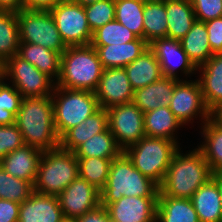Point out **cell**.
<instances>
[{"mask_svg": "<svg viewBox=\"0 0 222 222\" xmlns=\"http://www.w3.org/2000/svg\"><path fill=\"white\" fill-rule=\"evenodd\" d=\"M134 90L124 68H104L95 95L100 108L130 103Z\"/></svg>", "mask_w": 222, "mask_h": 222, "instance_id": "obj_14", "label": "cell"}, {"mask_svg": "<svg viewBox=\"0 0 222 222\" xmlns=\"http://www.w3.org/2000/svg\"><path fill=\"white\" fill-rule=\"evenodd\" d=\"M108 128V115L104 108H99L79 125L67 130L59 138V147L73 152L90 137L104 132Z\"/></svg>", "mask_w": 222, "mask_h": 222, "instance_id": "obj_22", "label": "cell"}, {"mask_svg": "<svg viewBox=\"0 0 222 222\" xmlns=\"http://www.w3.org/2000/svg\"><path fill=\"white\" fill-rule=\"evenodd\" d=\"M124 69L134 91L146 87L163 76L160 64L150 48L125 66Z\"/></svg>", "mask_w": 222, "mask_h": 222, "instance_id": "obj_25", "label": "cell"}, {"mask_svg": "<svg viewBox=\"0 0 222 222\" xmlns=\"http://www.w3.org/2000/svg\"><path fill=\"white\" fill-rule=\"evenodd\" d=\"M20 203L0 199V222H18Z\"/></svg>", "mask_w": 222, "mask_h": 222, "instance_id": "obj_43", "label": "cell"}, {"mask_svg": "<svg viewBox=\"0 0 222 222\" xmlns=\"http://www.w3.org/2000/svg\"><path fill=\"white\" fill-rule=\"evenodd\" d=\"M137 36L120 22L114 20L93 32L92 46L124 44L135 40Z\"/></svg>", "mask_w": 222, "mask_h": 222, "instance_id": "obj_36", "label": "cell"}, {"mask_svg": "<svg viewBox=\"0 0 222 222\" xmlns=\"http://www.w3.org/2000/svg\"><path fill=\"white\" fill-rule=\"evenodd\" d=\"M123 150L118 146L115 137L107 128L79 145L74 151L76 158H116Z\"/></svg>", "mask_w": 222, "mask_h": 222, "instance_id": "obj_31", "label": "cell"}, {"mask_svg": "<svg viewBox=\"0 0 222 222\" xmlns=\"http://www.w3.org/2000/svg\"><path fill=\"white\" fill-rule=\"evenodd\" d=\"M71 1H73L74 3H77L79 5H82V6H86V5L95 3L100 0H71Z\"/></svg>", "mask_w": 222, "mask_h": 222, "instance_id": "obj_49", "label": "cell"}, {"mask_svg": "<svg viewBox=\"0 0 222 222\" xmlns=\"http://www.w3.org/2000/svg\"><path fill=\"white\" fill-rule=\"evenodd\" d=\"M78 177V160L73 152L60 147L43 151L38 166L34 191L58 196Z\"/></svg>", "mask_w": 222, "mask_h": 222, "instance_id": "obj_5", "label": "cell"}, {"mask_svg": "<svg viewBox=\"0 0 222 222\" xmlns=\"http://www.w3.org/2000/svg\"><path fill=\"white\" fill-rule=\"evenodd\" d=\"M84 10L92 33L115 20V0H100L84 6Z\"/></svg>", "mask_w": 222, "mask_h": 222, "instance_id": "obj_39", "label": "cell"}, {"mask_svg": "<svg viewBox=\"0 0 222 222\" xmlns=\"http://www.w3.org/2000/svg\"><path fill=\"white\" fill-rule=\"evenodd\" d=\"M34 191V186L20 178L11 176L0 166V199L22 203Z\"/></svg>", "mask_w": 222, "mask_h": 222, "instance_id": "obj_37", "label": "cell"}, {"mask_svg": "<svg viewBox=\"0 0 222 222\" xmlns=\"http://www.w3.org/2000/svg\"><path fill=\"white\" fill-rule=\"evenodd\" d=\"M19 43L17 12L0 10V58L6 62L18 54Z\"/></svg>", "mask_w": 222, "mask_h": 222, "instance_id": "obj_33", "label": "cell"}, {"mask_svg": "<svg viewBox=\"0 0 222 222\" xmlns=\"http://www.w3.org/2000/svg\"><path fill=\"white\" fill-rule=\"evenodd\" d=\"M197 71L201 73L197 80L201 86L204 101L212 113L222 104V54H214L206 63L198 67Z\"/></svg>", "mask_w": 222, "mask_h": 222, "instance_id": "obj_19", "label": "cell"}, {"mask_svg": "<svg viewBox=\"0 0 222 222\" xmlns=\"http://www.w3.org/2000/svg\"><path fill=\"white\" fill-rule=\"evenodd\" d=\"M212 54H222V17L205 22Z\"/></svg>", "mask_w": 222, "mask_h": 222, "instance_id": "obj_42", "label": "cell"}, {"mask_svg": "<svg viewBox=\"0 0 222 222\" xmlns=\"http://www.w3.org/2000/svg\"><path fill=\"white\" fill-rule=\"evenodd\" d=\"M183 124L169 107H159L144 113V131L148 137L165 138L177 142L175 130Z\"/></svg>", "mask_w": 222, "mask_h": 222, "instance_id": "obj_27", "label": "cell"}, {"mask_svg": "<svg viewBox=\"0 0 222 222\" xmlns=\"http://www.w3.org/2000/svg\"><path fill=\"white\" fill-rule=\"evenodd\" d=\"M143 16L144 40L148 44L154 39L167 38L166 0L146 1Z\"/></svg>", "mask_w": 222, "mask_h": 222, "instance_id": "obj_32", "label": "cell"}, {"mask_svg": "<svg viewBox=\"0 0 222 222\" xmlns=\"http://www.w3.org/2000/svg\"><path fill=\"white\" fill-rule=\"evenodd\" d=\"M24 9V0H0V10L18 12Z\"/></svg>", "mask_w": 222, "mask_h": 222, "instance_id": "obj_46", "label": "cell"}, {"mask_svg": "<svg viewBox=\"0 0 222 222\" xmlns=\"http://www.w3.org/2000/svg\"><path fill=\"white\" fill-rule=\"evenodd\" d=\"M63 222H76L75 220L65 219Z\"/></svg>", "mask_w": 222, "mask_h": 222, "instance_id": "obj_51", "label": "cell"}, {"mask_svg": "<svg viewBox=\"0 0 222 222\" xmlns=\"http://www.w3.org/2000/svg\"><path fill=\"white\" fill-rule=\"evenodd\" d=\"M180 42L183 50L197 68L213 56L205 22L196 20Z\"/></svg>", "mask_w": 222, "mask_h": 222, "instance_id": "obj_28", "label": "cell"}, {"mask_svg": "<svg viewBox=\"0 0 222 222\" xmlns=\"http://www.w3.org/2000/svg\"><path fill=\"white\" fill-rule=\"evenodd\" d=\"M158 197H121L106 208L112 222H156Z\"/></svg>", "mask_w": 222, "mask_h": 222, "instance_id": "obj_16", "label": "cell"}, {"mask_svg": "<svg viewBox=\"0 0 222 222\" xmlns=\"http://www.w3.org/2000/svg\"><path fill=\"white\" fill-rule=\"evenodd\" d=\"M199 222H222V203L218 188L210 178L191 197Z\"/></svg>", "mask_w": 222, "mask_h": 222, "instance_id": "obj_23", "label": "cell"}, {"mask_svg": "<svg viewBox=\"0 0 222 222\" xmlns=\"http://www.w3.org/2000/svg\"><path fill=\"white\" fill-rule=\"evenodd\" d=\"M159 185L138 171L122 152L112 160L105 188L100 192L101 204H111L121 197H158Z\"/></svg>", "mask_w": 222, "mask_h": 222, "instance_id": "obj_4", "label": "cell"}, {"mask_svg": "<svg viewBox=\"0 0 222 222\" xmlns=\"http://www.w3.org/2000/svg\"><path fill=\"white\" fill-rule=\"evenodd\" d=\"M156 222H199L190 199L158 196Z\"/></svg>", "mask_w": 222, "mask_h": 222, "instance_id": "obj_30", "label": "cell"}, {"mask_svg": "<svg viewBox=\"0 0 222 222\" xmlns=\"http://www.w3.org/2000/svg\"><path fill=\"white\" fill-rule=\"evenodd\" d=\"M108 129L124 151L145 135L144 113L133 103H125L106 109Z\"/></svg>", "mask_w": 222, "mask_h": 222, "instance_id": "obj_11", "label": "cell"}, {"mask_svg": "<svg viewBox=\"0 0 222 222\" xmlns=\"http://www.w3.org/2000/svg\"><path fill=\"white\" fill-rule=\"evenodd\" d=\"M204 141L198 149L212 172H222V123L212 116L202 125Z\"/></svg>", "mask_w": 222, "mask_h": 222, "instance_id": "obj_29", "label": "cell"}, {"mask_svg": "<svg viewBox=\"0 0 222 222\" xmlns=\"http://www.w3.org/2000/svg\"><path fill=\"white\" fill-rule=\"evenodd\" d=\"M57 197L65 219L75 220L101 205L100 191L80 177Z\"/></svg>", "mask_w": 222, "mask_h": 222, "instance_id": "obj_13", "label": "cell"}, {"mask_svg": "<svg viewBox=\"0 0 222 222\" xmlns=\"http://www.w3.org/2000/svg\"><path fill=\"white\" fill-rule=\"evenodd\" d=\"M149 48L155 54L160 64L161 72L165 77L179 80L177 75L179 67L186 77L194 74L198 69L183 50L180 40L170 38L154 39L149 43Z\"/></svg>", "mask_w": 222, "mask_h": 222, "instance_id": "obj_15", "label": "cell"}, {"mask_svg": "<svg viewBox=\"0 0 222 222\" xmlns=\"http://www.w3.org/2000/svg\"><path fill=\"white\" fill-rule=\"evenodd\" d=\"M24 145L21 131L16 124L0 125V159Z\"/></svg>", "mask_w": 222, "mask_h": 222, "instance_id": "obj_40", "label": "cell"}, {"mask_svg": "<svg viewBox=\"0 0 222 222\" xmlns=\"http://www.w3.org/2000/svg\"><path fill=\"white\" fill-rule=\"evenodd\" d=\"M4 67L5 62L0 58V81L4 80Z\"/></svg>", "mask_w": 222, "mask_h": 222, "instance_id": "obj_50", "label": "cell"}, {"mask_svg": "<svg viewBox=\"0 0 222 222\" xmlns=\"http://www.w3.org/2000/svg\"><path fill=\"white\" fill-rule=\"evenodd\" d=\"M65 220L57 196L33 191L20 203L18 222H63Z\"/></svg>", "mask_w": 222, "mask_h": 222, "instance_id": "obj_17", "label": "cell"}, {"mask_svg": "<svg viewBox=\"0 0 222 222\" xmlns=\"http://www.w3.org/2000/svg\"><path fill=\"white\" fill-rule=\"evenodd\" d=\"M211 179L215 182L218 188L222 203V172H212Z\"/></svg>", "mask_w": 222, "mask_h": 222, "instance_id": "obj_47", "label": "cell"}, {"mask_svg": "<svg viewBox=\"0 0 222 222\" xmlns=\"http://www.w3.org/2000/svg\"><path fill=\"white\" fill-rule=\"evenodd\" d=\"M195 18L206 22L222 17V0H191Z\"/></svg>", "mask_w": 222, "mask_h": 222, "instance_id": "obj_41", "label": "cell"}, {"mask_svg": "<svg viewBox=\"0 0 222 222\" xmlns=\"http://www.w3.org/2000/svg\"><path fill=\"white\" fill-rule=\"evenodd\" d=\"M49 11L67 47L91 44L93 33L89 27L84 6L71 0H60Z\"/></svg>", "mask_w": 222, "mask_h": 222, "instance_id": "obj_10", "label": "cell"}, {"mask_svg": "<svg viewBox=\"0 0 222 222\" xmlns=\"http://www.w3.org/2000/svg\"><path fill=\"white\" fill-rule=\"evenodd\" d=\"M76 222H112L105 207L102 205L88 211L81 217L75 219Z\"/></svg>", "mask_w": 222, "mask_h": 222, "instance_id": "obj_44", "label": "cell"}, {"mask_svg": "<svg viewBox=\"0 0 222 222\" xmlns=\"http://www.w3.org/2000/svg\"><path fill=\"white\" fill-rule=\"evenodd\" d=\"M212 117L222 123V104L212 112Z\"/></svg>", "mask_w": 222, "mask_h": 222, "instance_id": "obj_48", "label": "cell"}, {"mask_svg": "<svg viewBox=\"0 0 222 222\" xmlns=\"http://www.w3.org/2000/svg\"><path fill=\"white\" fill-rule=\"evenodd\" d=\"M22 99L13 85L0 81V125L15 124Z\"/></svg>", "mask_w": 222, "mask_h": 222, "instance_id": "obj_38", "label": "cell"}, {"mask_svg": "<svg viewBox=\"0 0 222 222\" xmlns=\"http://www.w3.org/2000/svg\"><path fill=\"white\" fill-rule=\"evenodd\" d=\"M18 55L34 65L39 71L47 74L55 82L58 80L61 72L62 54L41 45L20 42Z\"/></svg>", "mask_w": 222, "mask_h": 222, "instance_id": "obj_24", "label": "cell"}, {"mask_svg": "<svg viewBox=\"0 0 222 222\" xmlns=\"http://www.w3.org/2000/svg\"><path fill=\"white\" fill-rule=\"evenodd\" d=\"M20 42L41 45L62 54L67 46L57 29L49 10H27L17 12Z\"/></svg>", "mask_w": 222, "mask_h": 222, "instance_id": "obj_8", "label": "cell"}, {"mask_svg": "<svg viewBox=\"0 0 222 222\" xmlns=\"http://www.w3.org/2000/svg\"><path fill=\"white\" fill-rule=\"evenodd\" d=\"M144 5L143 0H115V20L142 39H144Z\"/></svg>", "mask_w": 222, "mask_h": 222, "instance_id": "obj_34", "label": "cell"}, {"mask_svg": "<svg viewBox=\"0 0 222 222\" xmlns=\"http://www.w3.org/2000/svg\"><path fill=\"white\" fill-rule=\"evenodd\" d=\"M25 145L41 151L59 147L52 96L23 98L15 117Z\"/></svg>", "mask_w": 222, "mask_h": 222, "instance_id": "obj_1", "label": "cell"}, {"mask_svg": "<svg viewBox=\"0 0 222 222\" xmlns=\"http://www.w3.org/2000/svg\"><path fill=\"white\" fill-rule=\"evenodd\" d=\"M178 79L162 76L159 80L136 89L132 102L143 112L169 107Z\"/></svg>", "mask_w": 222, "mask_h": 222, "instance_id": "obj_20", "label": "cell"}, {"mask_svg": "<svg viewBox=\"0 0 222 222\" xmlns=\"http://www.w3.org/2000/svg\"><path fill=\"white\" fill-rule=\"evenodd\" d=\"M178 145V142L165 138L144 136L123 152L138 171L160 185L173 155L181 150Z\"/></svg>", "mask_w": 222, "mask_h": 222, "instance_id": "obj_6", "label": "cell"}, {"mask_svg": "<svg viewBox=\"0 0 222 222\" xmlns=\"http://www.w3.org/2000/svg\"><path fill=\"white\" fill-rule=\"evenodd\" d=\"M113 159L99 157L77 158L79 177L101 192L107 183Z\"/></svg>", "mask_w": 222, "mask_h": 222, "instance_id": "obj_35", "label": "cell"}, {"mask_svg": "<svg viewBox=\"0 0 222 222\" xmlns=\"http://www.w3.org/2000/svg\"><path fill=\"white\" fill-rule=\"evenodd\" d=\"M103 69L91 44L67 47L61 56V72L56 86L95 92Z\"/></svg>", "mask_w": 222, "mask_h": 222, "instance_id": "obj_3", "label": "cell"}, {"mask_svg": "<svg viewBox=\"0 0 222 222\" xmlns=\"http://www.w3.org/2000/svg\"><path fill=\"white\" fill-rule=\"evenodd\" d=\"M51 96L54 123L59 138L100 108L95 92L91 91L72 90L55 85Z\"/></svg>", "mask_w": 222, "mask_h": 222, "instance_id": "obj_7", "label": "cell"}, {"mask_svg": "<svg viewBox=\"0 0 222 222\" xmlns=\"http://www.w3.org/2000/svg\"><path fill=\"white\" fill-rule=\"evenodd\" d=\"M4 77L5 80L11 79L12 85L23 98L51 96L56 85L51 77L18 54L5 62Z\"/></svg>", "mask_w": 222, "mask_h": 222, "instance_id": "obj_9", "label": "cell"}, {"mask_svg": "<svg viewBox=\"0 0 222 222\" xmlns=\"http://www.w3.org/2000/svg\"><path fill=\"white\" fill-rule=\"evenodd\" d=\"M60 0H24V9L27 10H50Z\"/></svg>", "mask_w": 222, "mask_h": 222, "instance_id": "obj_45", "label": "cell"}, {"mask_svg": "<svg viewBox=\"0 0 222 222\" xmlns=\"http://www.w3.org/2000/svg\"><path fill=\"white\" fill-rule=\"evenodd\" d=\"M211 174L209 164L198 148L184 155L178 149L159 185L158 196L191 199L196 190L211 178Z\"/></svg>", "mask_w": 222, "mask_h": 222, "instance_id": "obj_2", "label": "cell"}, {"mask_svg": "<svg viewBox=\"0 0 222 222\" xmlns=\"http://www.w3.org/2000/svg\"><path fill=\"white\" fill-rule=\"evenodd\" d=\"M42 154L43 151L24 145L0 159V166L11 176L24 179L34 186Z\"/></svg>", "mask_w": 222, "mask_h": 222, "instance_id": "obj_18", "label": "cell"}, {"mask_svg": "<svg viewBox=\"0 0 222 222\" xmlns=\"http://www.w3.org/2000/svg\"><path fill=\"white\" fill-rule=\"evenodd\" d=\"M169 108L183 125L188 124L199 114L203 124L212 116L204 101L198 80H178L174 86Z\"/></svg>", "mask_w": 222, "mask_h": 222, "instance_id": "obj_12", "label": "cell"}, {"mask_svg": "<svg viewBox=\"0 0 222 222\" xmlns=\"http://www.w3.org/2000/svg\"><path fill=\"white\" fill-rule=\"evenodd\" d=\"M93 47L103 68H124L146 51L149 44L144 39L137 37L124 44Z\"/></svg>", "mask_w": 222, "mask_h": 222, "instance_id": "obj_21", "label": "cell"}, {"mask_svg": "<svg viewBox=\"0 0 222 222\" xmlns=\"http://www.w3.org/2000/svg\"><path fill=\"white\" fill-rule=\"evenodd\" d=\"M166 14L170 39H182L197 20L191 0H166Z\"/></svg>", "mask_w": 222, "mask_h": 222, "instance_id": "obj_26", "label": "cell"}]
</instances>
